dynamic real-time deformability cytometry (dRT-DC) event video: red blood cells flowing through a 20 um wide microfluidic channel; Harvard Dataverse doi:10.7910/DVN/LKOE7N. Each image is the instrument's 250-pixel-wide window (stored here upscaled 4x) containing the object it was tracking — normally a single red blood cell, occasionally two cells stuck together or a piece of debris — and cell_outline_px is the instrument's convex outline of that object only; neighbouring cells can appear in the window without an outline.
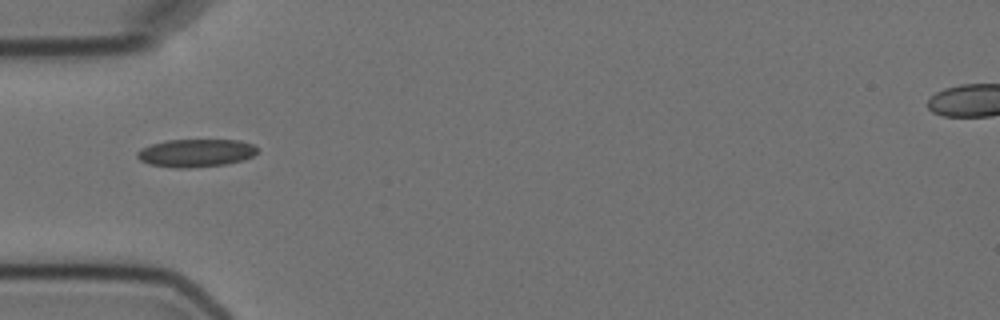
{"species": "Egyptian fruit bat (a non-hibernating species)", "species_latin": "Rousettus aegyptiacus", "temperature_condition": "cold", "stored_images_in_passage": 9, "camera_frame_rate_fps": 3000, "um_per_image_px": 0.085, "animal": {"sex": "female"}, "frame": {"image": 1, "passage_image": 7, "time_ms": 8.0, "image_size_px": [1000, 320], "cell_outline_px": [[256, 152], [252, 156], [244, 160], [224, 164], [188, 168], [172, 168], [148, 164], [140, 160], [136, 156], [136, 152], [152, 144], [168, 140], [240, 140], [252, 144], [256, 148]], "centroid_in_image_um": [16.63, 13.01], "position_along_channel_um": 68.4, "area_um2": 19.42}}
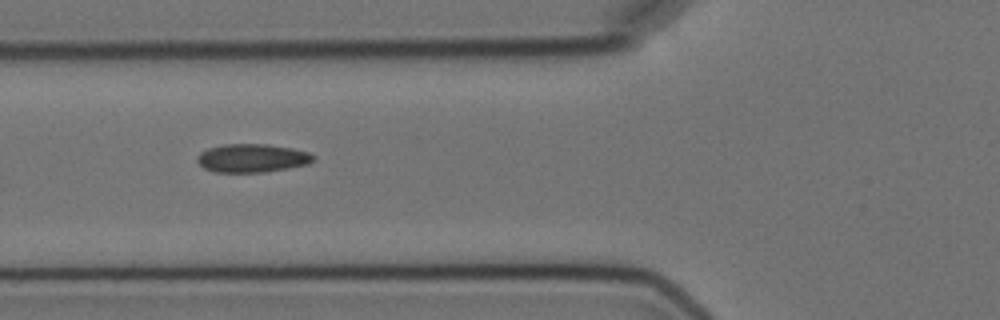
{"frame": {"image": 2, "passage_image": 8, "time_ms": 9.0, "image_size_px": [1000, 320], "cell_outline_px": [[316, 160], [308, 164], [288, 168], [264, 172], [212, 172], [204, 168], [196, 160], [196, 156], [200, 152], [208, 148], [224, 144], [268, 144], [292, 148], [308, 152], [316, 156]], "centroid_in_image_um": [21.43, 13.44], "position_along_channel_um": 104.4, "area_um2": 19.42}}
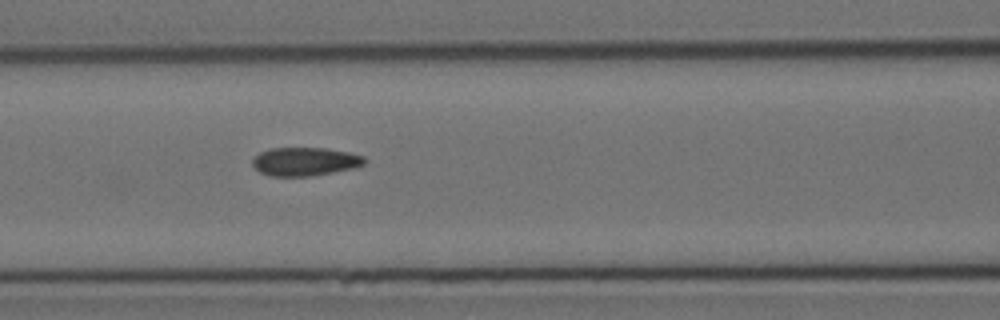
{"frame": {"image": 3, "passage_image": 9, "time_ms": 10.0, "image_size_px": [1000, 320], "cell_outline_px": [[368, 160], [364, 164], [356, 168], [312, 176], [268, 176], [260, 172], [252, 164], [252, 160], [260, 152], [268, 148], [324, 148], [348, 152], [364, 156]], "centroid_in_image_um": [25.94, 13.73], "position_along_channel_um": 140.7, "area_um2": 18.73}}